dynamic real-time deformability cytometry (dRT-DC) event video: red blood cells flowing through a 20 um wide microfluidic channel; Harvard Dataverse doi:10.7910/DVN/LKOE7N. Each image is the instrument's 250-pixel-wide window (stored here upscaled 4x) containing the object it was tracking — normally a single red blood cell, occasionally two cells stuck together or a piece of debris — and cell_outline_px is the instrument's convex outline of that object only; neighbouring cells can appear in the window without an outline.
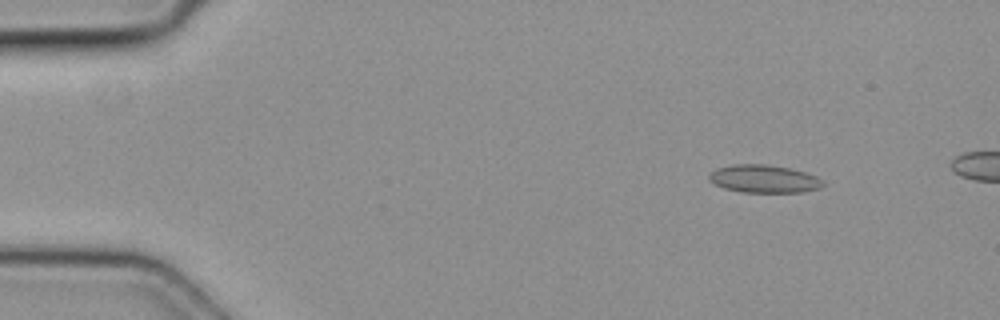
{"species": "common noctule bat (a hibernating species)", "species_latin": "Nyctalus noctula", "temperature_condition": "cold", "stored_images_in_passage": 4, "camera_frame_rate_fps": 3000, "um_per_image_px": 0.085, "animal": {"sex": "female", "body_mass_g": 19.3, "forearm_length_mm": 54.1}, "frame": {"image": 1, "passage_image": 1, "time_ms": 0.0, "image_size_px": [1000, 320], "cell_outline_px": [[824, 184], [820, 188], [800, 192], [744, 192], [724, 188], [708, 180], [708, 176], [716, 168], [732, 164], [768, 164], [792, 168], [816, 176], [824, 180]], "centroid_in_image_um": [64.95, 15.19], "position_along_channel_um": 20.1, "area_um2": 18.55}}